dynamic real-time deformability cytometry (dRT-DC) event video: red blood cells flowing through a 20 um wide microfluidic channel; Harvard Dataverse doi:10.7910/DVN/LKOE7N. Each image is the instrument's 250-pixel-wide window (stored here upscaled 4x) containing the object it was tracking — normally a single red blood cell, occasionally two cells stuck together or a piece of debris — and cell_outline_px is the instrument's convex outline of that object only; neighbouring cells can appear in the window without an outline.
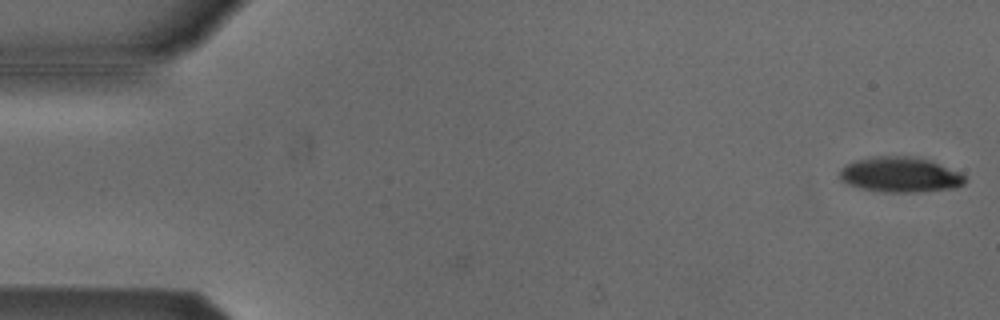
{"species": "Egyptian fruit bat (a non-hibernating species)", "species_latin": "Rousettus aegyptiacus", "temperature_condition": "cold", "stored_images_in_passage": 53, "camera_frame_rate_fps": 3000, "um_per_image_px": 0.085, "animal": {"sex": "male"}, "frame": {"image": 1, "passage_image": 1, "time_ms": 0.0, "image_size_px": [1000, 320], "cell_outline_px": [[964, 184], [956, 188], [920, 192], [884, 192], [860, 188], [848, 184], [840, 180], [840, 172], [848, 164], [856, 160], [880, 156], [912, 156], [928, 160], [960, 172], [964, 176]], "centroid_in_image_um": [76.53, 14.86], "position_along_channel_um": 8.5, "area_um2": 25.49}}
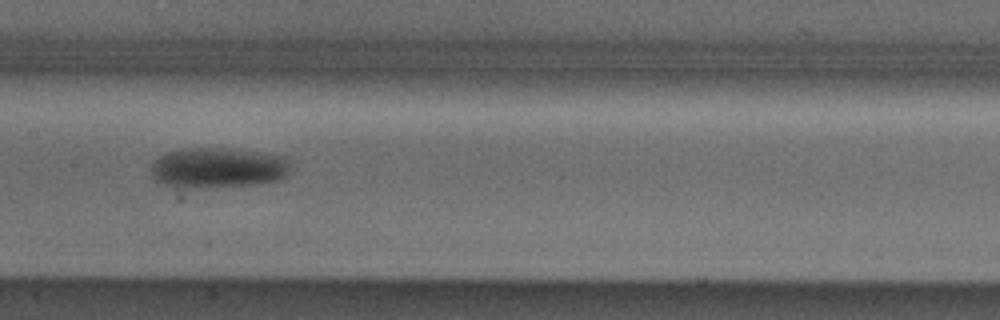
{"frame": {"image": 2, "passage_image": 26, "time_ms": 8.333, "image_size_px": [1000, 320], "cell_outline_px": [[288, 172], [280, 180], [256, 184], [184, 188], [176, 188], [156, 180], [152, 176], [152, 164], [160, 156], [168, 152], [184, 148], [228, 148], [284, 156], [288, 160]], "centroid_in_image_um": [18.51, 14.26], "position_along_channel_um": 188.9, "area_um2": 32.48}}
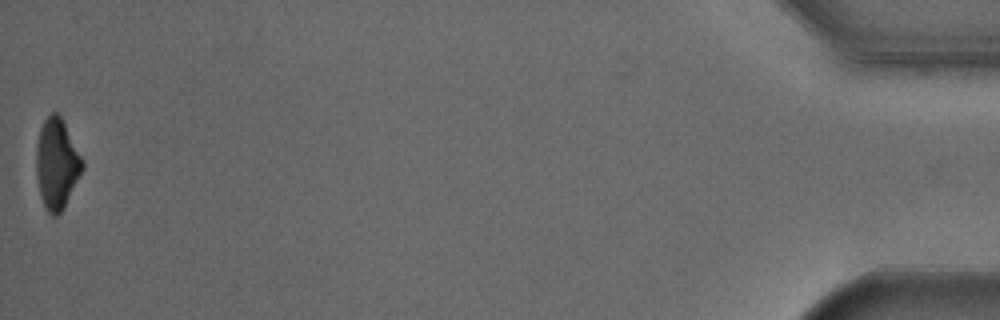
{"frame": {"image": 3, "passage_image": 53, "time_ms": 17.333, "image_size_px": [1000, 320], "cell_outline_px": [[84, 168], [64, 208], [56, 216], [52, 216], [48, 212], [40, 196], [36, 176], [36, 144], [40, 128], [44, 120], [52, 112], [56, 112], [60, 116], [84, 160]], "centroid_in_image_um": [4.82, 13.93], "position_along_channel_um": 430.4, "area_um2": 24.33}, "authors_computed_cell_mechanics": {"area_um2": 28.4376, "velocity_mm_per_s": 3.8253, "shape_relaxation_time_tau1_ms": 3.0092, "shape_relaxation_time_tau2_ms": null, "deformation_change_tau1": 0.112, "deformation_change_tau2": null}}